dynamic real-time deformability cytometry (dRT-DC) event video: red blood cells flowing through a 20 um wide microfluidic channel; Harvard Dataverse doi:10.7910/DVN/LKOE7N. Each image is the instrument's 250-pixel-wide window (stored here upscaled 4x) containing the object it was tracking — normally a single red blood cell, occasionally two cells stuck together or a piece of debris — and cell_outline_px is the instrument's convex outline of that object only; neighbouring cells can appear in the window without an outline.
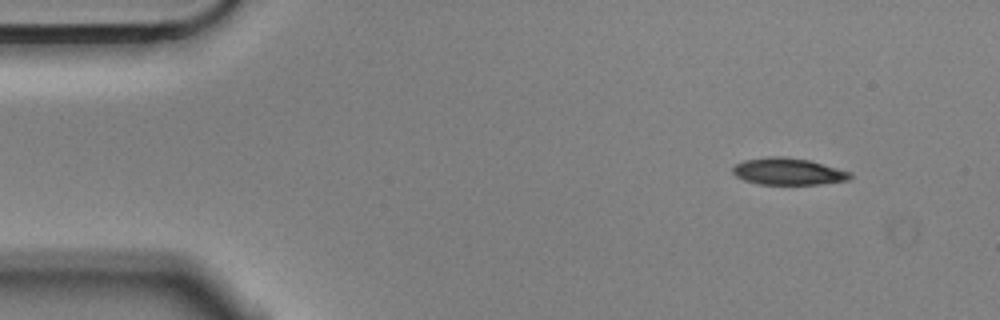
{"species": "Egyptian fruit bat (a non-hibernating species)", "species_latin": "Rousettus aegyptiacus", "temperature_condition": "cold", "stored_images_in_passage": 51, "camera_frame_rate_fps": 3000, "um_per_image_px": 0.085, "animal": {"sex": "male"}, "frame": {"image": 1, "passage_image": 1, "time_ms": 0.0, "image_size_px": [1000, 320], "cell_outline_px": [[852, 176], [848, 180], [820, 184], [760, 184], [744, 180], [736, 176], [732, 172], [732, 168], [736, 164], [744, 160], [768, 156], [784, 156], [808, 160], [852, 172]], "centroid_in_image_um": [66.98, 14.57], "position_along_channel_um": 18.0, "area_um2": 18.32}}
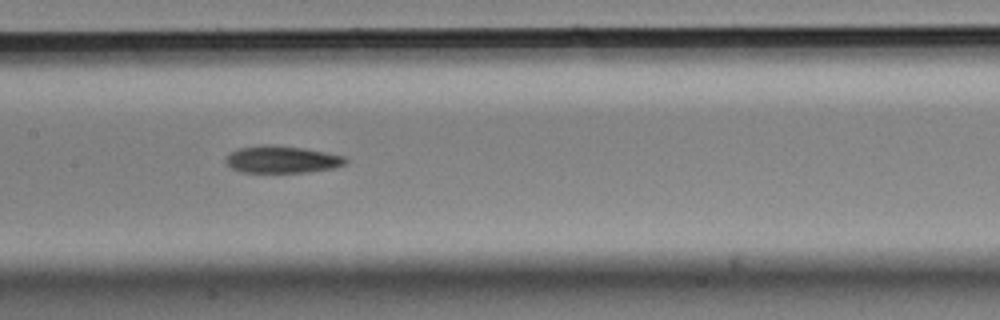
{"frame": {"image": 2, "passage_image": 22, "time_ms": 7.0, "image_size_px": [1000, 320], "cell_outline_px": [[348, 160], [344, 164], [332, 168], [308, 172], [240, 172], [224, 164], [224, 160], [232, 152], [240, 148], [264, 144], [272, 144], [304, 148], [344, 156]], "centroid_in_image_um": [23.93, 13.55], "position_along_channel_um": 183.5, "area_um2": 18.9}}
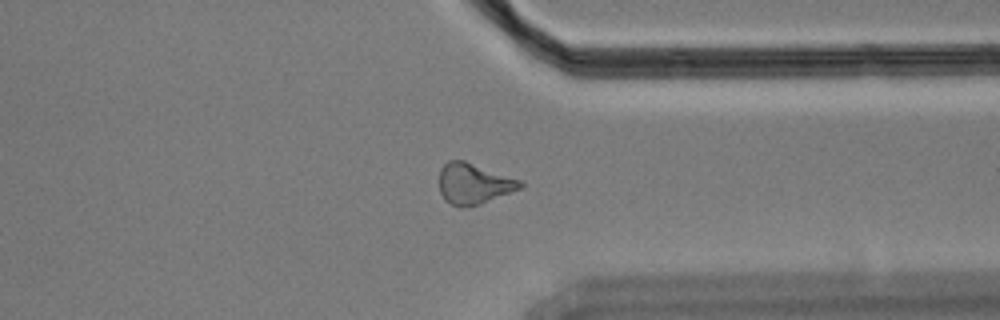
{"frame": {"image": 3, "passage_image": 38, "time_ms": 12.333, "image_size_px": [1000, 320], "cell_outline_px": [[524, 188], [480, 204], [464, 208], [460, 208], [444, 200], [440, 192], [440, 168], [448, 160], [464, 160], [520, 180], [524, 184]], "centroid_in_image_um": [40.27, 15.63], "position_along_channel_um": 371.1, "area_um2": 19.36}, "authors_computed_cell_mechanics": {"area_um2": 19.0162, "velocity_mm_per_s": 3.5696, "shape_relaxation_time_tau1_ms": 5.0383, "shape_relaxation_time_tau2_ms": 4.5419, "deformation_change_tau1": 0.1501, "deformation_change_tau2": 0.1277}}